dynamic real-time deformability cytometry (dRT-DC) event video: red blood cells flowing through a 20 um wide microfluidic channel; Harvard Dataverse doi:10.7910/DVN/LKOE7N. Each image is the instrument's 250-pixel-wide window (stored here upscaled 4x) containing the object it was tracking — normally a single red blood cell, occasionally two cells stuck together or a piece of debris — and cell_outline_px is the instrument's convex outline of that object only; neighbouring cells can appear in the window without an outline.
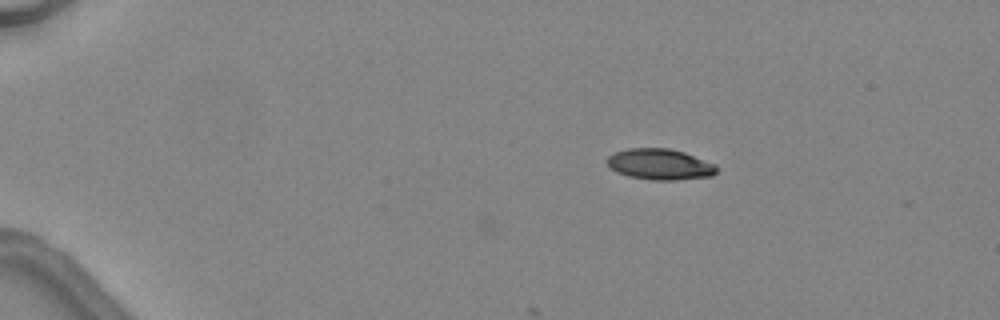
{"species": "common noctule bat (a hibernating species)", "species_latin": "Nyctalus noctula", "temperature_condition": "warm", "stored_images_in_passage": 3, "camera_frame_rate_fps": 3000, "um_per_image_px": 0.085, "animal": {"sex": "female", "body_mass_g": 24.6, "forearm_length_mm": 56.2}, "frame": {"image": 1, "passage_image": 3, "time_ms": 2.333, "image_size_px": [1000, 320], "cell_outline_px": [[720, 168], [712, 176], [676, 180], [652, 180], [628, 176], [616, 172], [608, 168], [604, 160], [612, 152], [628, 148], [668, 148], [684, 152], [716, 164]], "centroid_in_image_um": [56.05, 13.96], "position_along_channel_um": 29.0, "area_um2": 20.17}}